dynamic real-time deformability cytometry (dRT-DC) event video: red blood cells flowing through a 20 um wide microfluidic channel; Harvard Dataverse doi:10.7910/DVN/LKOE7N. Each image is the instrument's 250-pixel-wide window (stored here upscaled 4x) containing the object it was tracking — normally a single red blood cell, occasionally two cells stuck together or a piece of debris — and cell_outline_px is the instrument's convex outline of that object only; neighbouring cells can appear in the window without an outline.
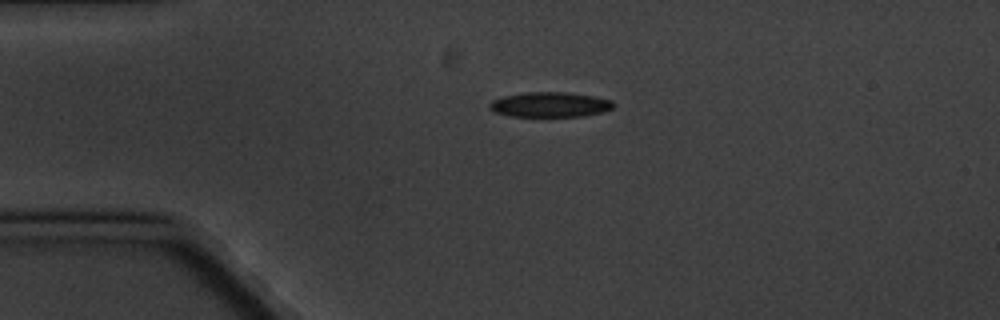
{"species": "common noctule bat (a hibernating species)", "species_latin": "Nyctalus noctula", "temperature_condition": "cold", "stored_images_in_passage": 2, "camera_frame_rate_fps": 3000, "um_per_image_px": 0.085, "animal": {"sex": "male", "body_mass_g": 20.1, "forearm_length_mm": 53.5}, "frame": {"image": 1, "passage_image": 1, "time_ms": 0.0, "image_size_px": [1000, 320], "cell_outline_px": [[612, 108], [600, 112], [584, 116], [508, 116], [492, 112], [488, 108], [488, 104], [492, 100], [504, 96], [524, 92], [568, 92], [596, 96], [612, 100]], "centroid_in_image_um": [46.68, 8.88], "position_along_channel_um": 38.3, "area_um2": 18.15}}